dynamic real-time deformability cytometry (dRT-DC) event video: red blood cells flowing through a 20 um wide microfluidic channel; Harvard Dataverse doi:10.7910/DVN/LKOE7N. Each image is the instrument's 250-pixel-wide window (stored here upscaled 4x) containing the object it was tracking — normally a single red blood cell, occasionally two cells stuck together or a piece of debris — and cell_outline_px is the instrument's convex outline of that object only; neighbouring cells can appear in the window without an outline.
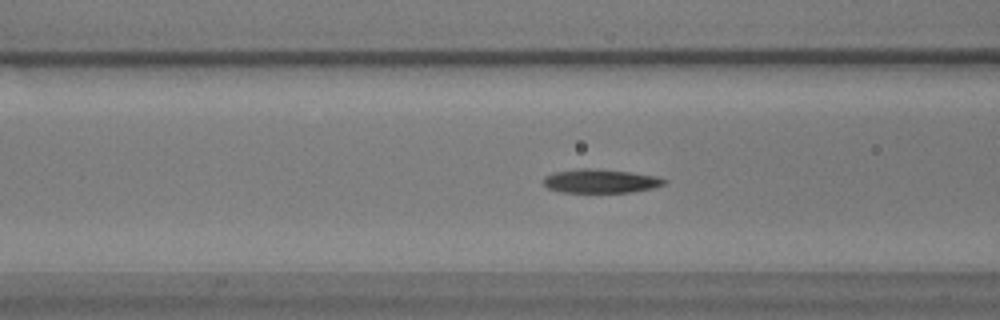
{"species": "common noctule bat (a hibernating species)", "species_latin": "Nyctalus noctula", "temperature_condition": "warm", "stored_images_in_passage": 48, "camera_frame_rate_fps": 3000, "um_per_image_px": 0.085, "animal": {"sex": "male", "body_mass_g": 17.9}, "frame": {"image": 1, "passage_image": 13, "time_ms": 4.0, "image_size_px": [1000, 320], "cell_outline_px": [[668, 180], [664, 184], [652, 188], [632, 192], [560, 192], [548, 188], [544, 184], [544, 176], [552, 172], [580, 168], [592, 168], [628, 172], [656, 176]], "centroid_in_image_um": [51.01, 15.38], "position_along_channel_um": 115.6, "area_um2": 16.7}}
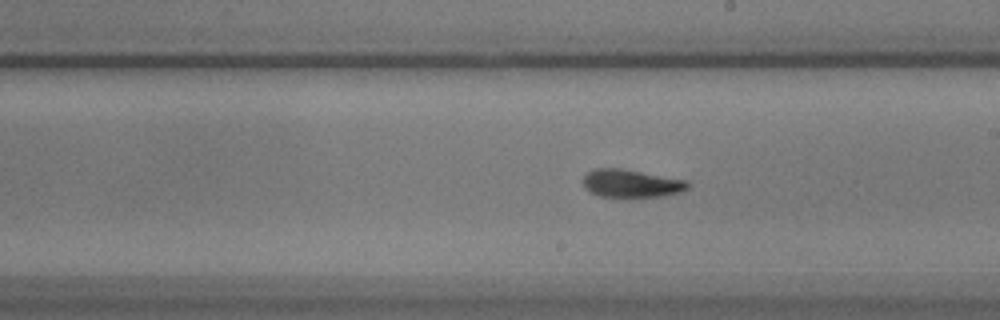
{"frame": {"image": 2, "passage_image": 23, "time_ms": 7.333, "image_size_px": [1000, 320], "cell_outline_px": [[692, 184], [688, 188], [680, 192], [664, 196], [628, 200], [600, 196], [584, 188], [584, 176], [588, 172], [596, 168], [620, 168], [688, 180]], "centroid_in_image_um": [53.7, 15.64], "position_along_channel_um": 235.3, "area_um2": 17.8}}
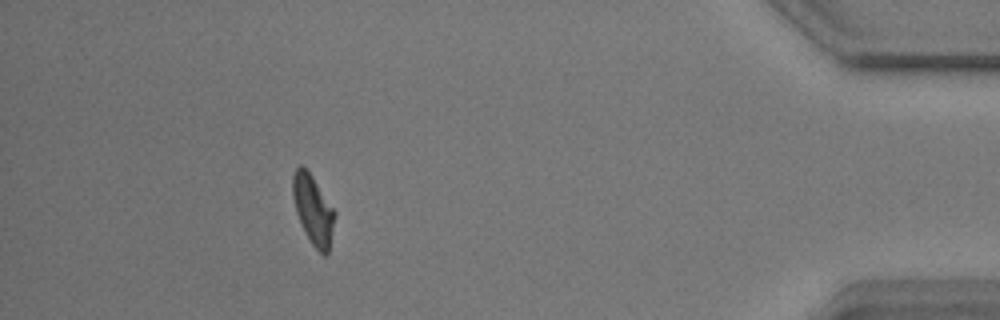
{"frame": {"image": 3, "passage_image": 42, "time_ms": 13.667, "image_size_px": [1000, 320], "cell_outline_px": [[336, 216], [328, 252], [324, 256], [312, 244], [296, 212], [292, 196], [292, 176], [296, 168], [300, 164], [312, 176], [336, 212]], "centroid_in_image_um": [26.62, 17.81], "position_along_channel_um": 408.6, "area_um2": 16.65}, "authors_computed_cell_mechanics": {"area_um2": 17.1088, "velocity_mm_per_s": 3.5928, "shape_relaxation_time_tau1_ms": 3.7671, "shape_relaxation_time_tau2_ms": 2.4924, "deformation_change_tau1": 0.1552, "deformation_change_tau2": 0.0811}}